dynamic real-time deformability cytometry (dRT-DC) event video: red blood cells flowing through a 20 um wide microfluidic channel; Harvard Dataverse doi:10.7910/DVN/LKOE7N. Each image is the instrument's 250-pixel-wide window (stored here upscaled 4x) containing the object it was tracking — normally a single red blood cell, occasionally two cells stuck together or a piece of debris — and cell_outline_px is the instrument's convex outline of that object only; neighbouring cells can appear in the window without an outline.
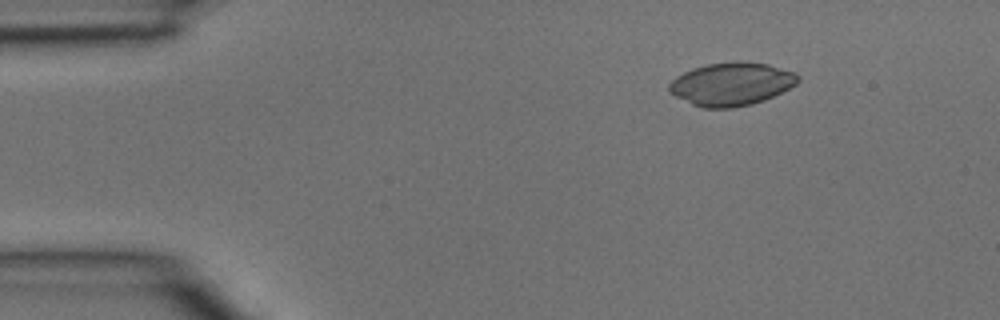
{"species": "common noctule bat (a hibernating species)", "species_latin": "Nyctalus noctula", "temperature_condition": "room temperature", "stored_images_in_passage": 36, "camera_frame_rate_fps": 3000, "um_per_image_px": 0.085, "animal": {"sex": "male", "body_mass_g": 15.6}, "frame": {"image": 1, "passage_image": 1, "time_ms": 0.0, "image_size_px": [1000, 320], "cell_outline_px": [[800, 80], [796, 84], [764, 100], [752, 104], [732, 108], [704, 108], [692, 104], [668, 92], [668, 84], [676, 76], [692, 68], [708, 64], [744, 60], [768, 64], [796, 72], [800, 76]], "centroid_in_image_um": [62.17, 7.13], "position_along_channel_um": 22.8, "area_um2": 32.48}}
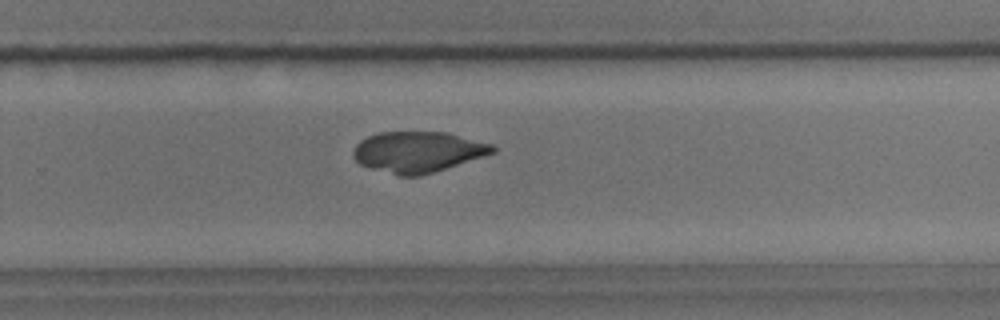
{"frame": {"image": 2, "passage_image": 22, "time_ms": 7.0, "image_size_px": [1000, 320], "cell_outline_px": [[496, 152], [484, 156], [420, 176], [400, 176], [372, 168], [360, 164], [352, 156], [352, 152], [356, 144], [360, 140], [368, 136], [380, 132], [448, 132], [492, 144], [496, 148]], "centroid_in_image_um": [35.51, 12.9], "position_along_channel_um": 294.3, "area_um2": 33.06}}
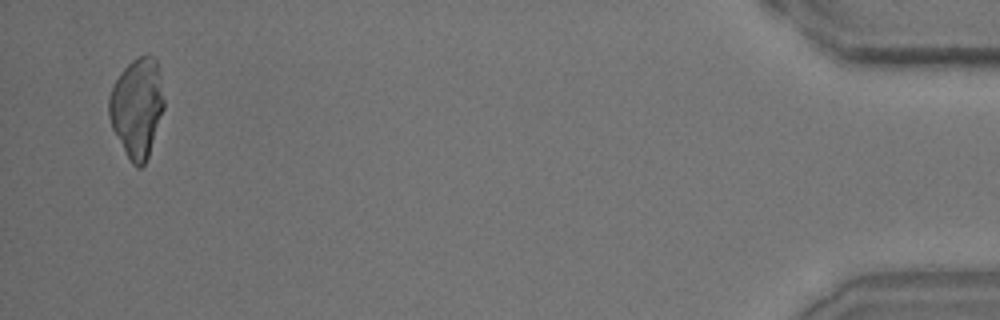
{"frame": {"image": 3, "passage_image": 35, "time_ms": 11.333, "image_size_px": [1000, 320], "cell_outline_px": [[164, 108], [148, 156], [144, 164], [140, 168], [136, 168], [132, 164], [112, 128], [108, 116], [108, 96], [112, 84], [124, 68], [136, 56], [152, 56], [156, 60], [160, 76], [164, 100]], "centroid_in_image_um": [11.62, 9.13], "position_along_channel_um": 423.6, "area_um2": 31.73}}